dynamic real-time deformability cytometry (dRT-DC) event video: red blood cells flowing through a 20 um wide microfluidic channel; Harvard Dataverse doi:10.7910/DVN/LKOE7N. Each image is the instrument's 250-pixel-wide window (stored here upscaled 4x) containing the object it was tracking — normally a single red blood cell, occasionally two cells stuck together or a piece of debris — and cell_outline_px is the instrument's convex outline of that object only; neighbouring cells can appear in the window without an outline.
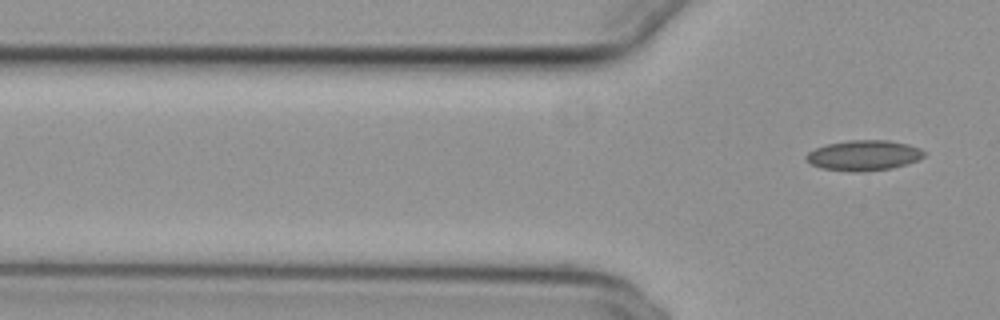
{"species": "common noctule bat (a hibernating species)", "species_latin": "Nyctalus noctula", "temperature_condition": "cold", "stored_images_in_passage": 2, "camera_frame_rate_fps": 3000, "um_per_image_px": 0.085, "animal": {"sex": "female", "body_mass_g": 29.2, "forearm_length_mm": 56.3}, "frame": {"image": 1, "passage_image": 2, "time_ms": 0.333, "image_size_px": [1000, 320], "cell_outline_px": [[924, 156], [908, 164], [892, 168], [864, 172], [852, 172], [820, 168], [804, 160], [804, 156], [808, 152], [816, 148], [828, 144], [848, 140], [888, 140], [908, 144], [920, 148], [924, 152]], "centroid_in_image_um": [73.39, 13.22], "position_along_channel_um": 52.4, "area_um2": 20.98}}